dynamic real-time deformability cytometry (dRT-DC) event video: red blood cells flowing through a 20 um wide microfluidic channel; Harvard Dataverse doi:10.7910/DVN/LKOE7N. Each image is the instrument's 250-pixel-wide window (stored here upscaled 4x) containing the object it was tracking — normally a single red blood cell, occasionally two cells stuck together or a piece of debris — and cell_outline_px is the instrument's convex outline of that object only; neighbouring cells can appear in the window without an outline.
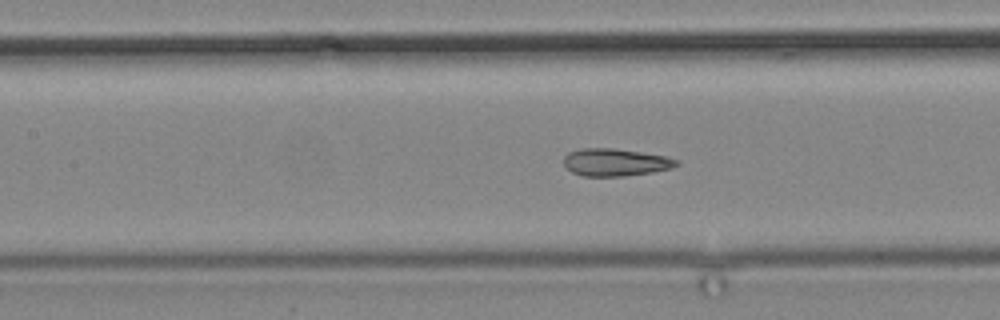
{"species": "common noctule bat (a hibernating species)", "species_latin": "Nyctalus noctula", "temperature_condition": "cold", "stored_images_in_passage": 7, "camera_frame_rate_fps": 3000, "um_per_image_px": 0.085, "animal": {"sex": "male", "body_mass_g": 19.2, "forearm_length_mm": 51.8}, "frame": {"image": 1, "passage_image": 7, "time_ms": 7.333, "image_size_px": [1000, 320], "cell_outline_px": [[680, 164], [672, 168], [652, 172], [624, 176], [584, 176], [572, 172], [564, 164], [564, 156], [568, 152], [580, 148], [612, 148], [668, 156], [680, 160]], "centroid_in_image_um": [52.34, 13.79], "position_along_channel_um": 155.1, "area_um2": 18.15}}